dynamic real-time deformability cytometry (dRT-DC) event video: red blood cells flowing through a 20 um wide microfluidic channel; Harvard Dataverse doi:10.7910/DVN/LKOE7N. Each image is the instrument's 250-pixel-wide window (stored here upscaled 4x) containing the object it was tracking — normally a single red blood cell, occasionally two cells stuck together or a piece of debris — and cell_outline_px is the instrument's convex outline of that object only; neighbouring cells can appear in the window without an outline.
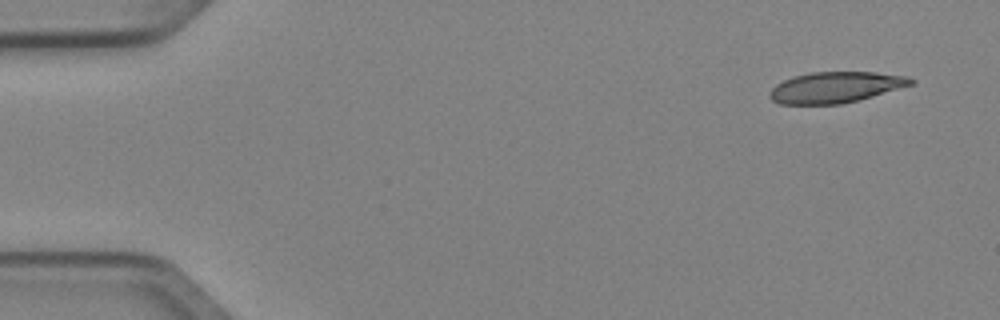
{"species": "Egyptian fruit bat (a non-hibernating species)", "species_latin": "Rousettus aegyptiacus", "temperature_condition": "cold", "stored_images_in_passage": 4, "camera_frame_rate_fps": 3000, "um_per_image_px": 0.085, "animal": {"sex": "female"}, "frame": {"image": 1, "passage_image": 1, "time_ms": 0.0, "image_size_px": [1000, 320], "cell_outline_px": [[916, 84], [872, 96], [840, 104], [780, 104], [772, 100], [768, 96], [768, 92], [776, 84], [784, 80], [796, 76], [812, 72], [876, 72], [908, 76], [916, 80]], "centroid_in_image_um": [71.05, 7.41], "position_along_channel_um": 13.9, "area_um2": 25.49}}
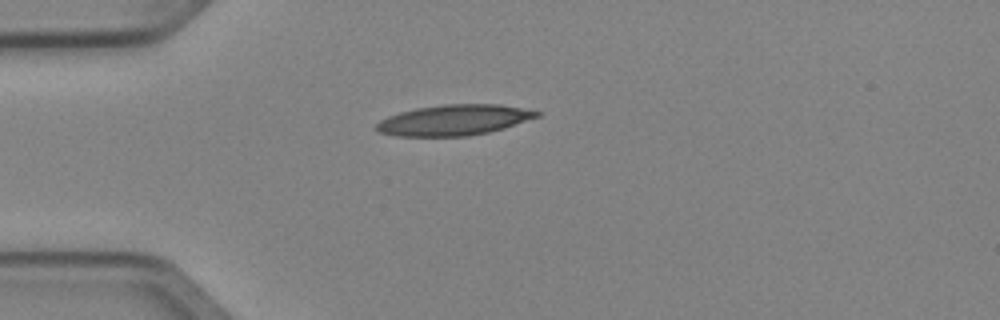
{"frame": {"image": 2, "passage_image": 3, "time_ms": 0.667, "image_size_px": [1000, 320], "cell_outline_px": [[540, 116], [504, 128], [488, 132], [468, 136], [396, 136], [380, 132], [376, 128], [376, 124], [380, 120], [388, 116], [400, 112], [416, 108], [444, 104], [500, 104], [540, 112]], "centroid_in_image_um": [38.58, 10.2], "position_along_channel_um": 46.4, "area_um2": 28.44}}